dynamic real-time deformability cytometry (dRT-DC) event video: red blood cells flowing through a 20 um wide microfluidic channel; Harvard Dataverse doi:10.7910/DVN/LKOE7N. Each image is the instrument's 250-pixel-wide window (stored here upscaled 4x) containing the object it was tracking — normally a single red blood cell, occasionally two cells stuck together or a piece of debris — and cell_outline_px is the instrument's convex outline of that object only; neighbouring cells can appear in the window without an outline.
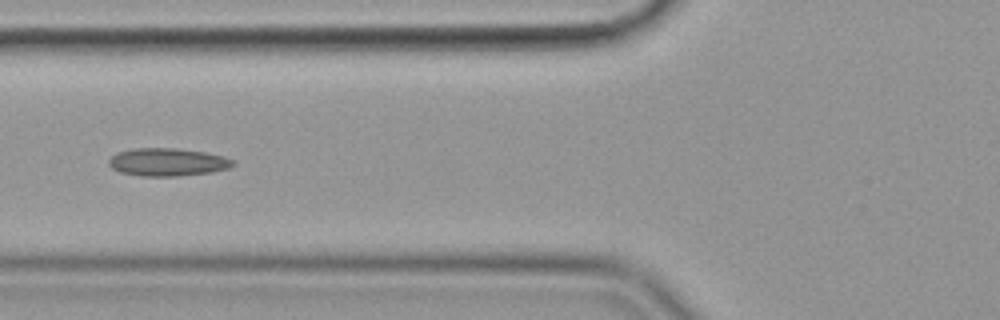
{"species": "common noctule bat (a hibernating species)", "species_latin": "Nyctalus noctula", "temperature_condition": "cold", "stored_images_in_passage": 36, "camera_frame_rate_fps": 3000, "um_per_image_px": 0.085, "animal": {"sex": "female", "body_mass_g": 19.9}, "frame": {"image": 1, "passage_image": 21, "time_ms": 6.667, "image_size_px": [1000, 320], "cell_outline_px": [[236, 164], [228, 168], [212, 172], [176, 176], [144, 176], [120, 172], [112, 168], [108, 164], [108, 160], [116, 152], [136, 148], [176, 148], [204, 152], [224, 156], [236, 160]], "centroid_in_image_um": [14.26, 13.77], "position_along_channel_um": 111.5, "area_um2": 20.23}}